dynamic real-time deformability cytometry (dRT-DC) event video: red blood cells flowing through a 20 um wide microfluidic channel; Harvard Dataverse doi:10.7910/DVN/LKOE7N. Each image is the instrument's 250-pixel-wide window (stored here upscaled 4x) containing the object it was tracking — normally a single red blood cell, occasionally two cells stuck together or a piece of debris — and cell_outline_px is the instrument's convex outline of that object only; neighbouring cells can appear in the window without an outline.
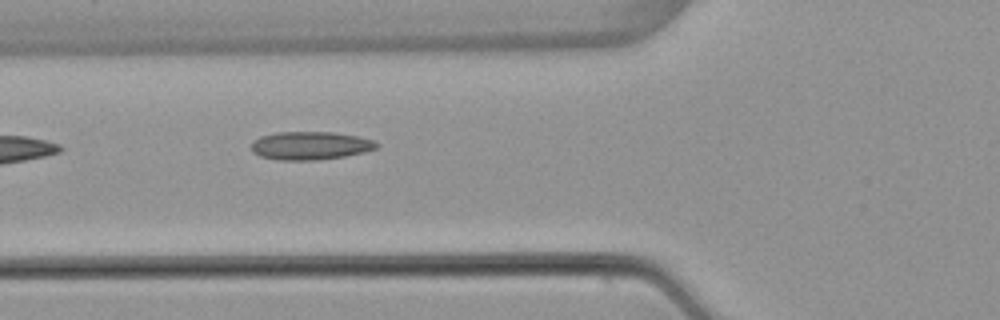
{"species": "common noctule bat (a hibernating species)", "species_latin": "Nyctalus noctula", "temperature_condition": "warm", "stored_images_in_passage": 6, "camera_frame_rate_fps": 3000, "um_per_image_px": 0.085, "animal": {"sex": "female", "body_mass_g": 22.7, "forearm_length_mm": 54.2}, "frame": {"image": 1, "passage_image": 6, "time_ms": 6.333, "image_size_px": [1000, 320], "cell_outline_px": [[380, 144], [376, 148], [364, 152], [344, 156], [316, 160], [276, 160], [260, 156], [252, 152], [252, 140], [260, 136], [276, 132], [332, 132], [356, 136], [376, 140]], "centroid_in_image_um": [26.36, 12.37], "position_along_channel_um": 99.4, "area_um2": 20.69}}